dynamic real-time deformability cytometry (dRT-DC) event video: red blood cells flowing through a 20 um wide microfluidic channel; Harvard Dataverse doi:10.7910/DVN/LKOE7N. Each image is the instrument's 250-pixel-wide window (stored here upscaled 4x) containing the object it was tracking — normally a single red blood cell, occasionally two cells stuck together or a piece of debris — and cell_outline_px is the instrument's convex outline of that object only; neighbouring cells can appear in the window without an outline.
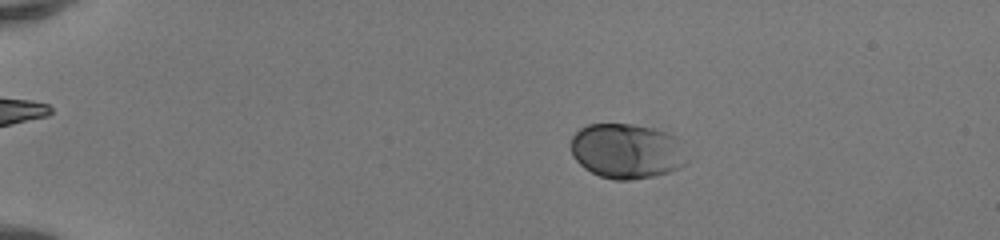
{"species": "human", "species_latin": "Homo sapiens", "temperature_condition": "room temperature", "stored_images_in_passage": 51, "camera_frame_rate_fps": 3000, "um_per_image_px": 0.085, "donor": {"sex": "female"}, "frame": {"image": 1, "passage_image": 11, "time_ms": 3.333, "image_size_px": [1000, 240], "cell_outline_px": [[688, 160], [680, 168], [656, 176], [632, 180], [616, 180], [600, 176], [584, 168], [572, 156], [572, 136], [580, 128], [588, 124], [632, 124], [652, 128], [676, 136], [684, 140]], "centroid_in_image_um": [53.34, 12.84], "position_along_channel_um": 31.7, "area_um2": 37.74}}
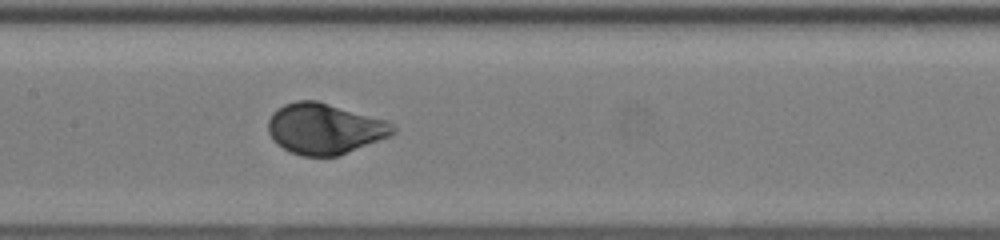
{"frame": {"image": 2, "passage_image": 28, "time_ms": 9.0, "image_size_px": [1000, 240], "cell_outline_px": [[396, 132], [392, 136], [336, 156], [300, 156], [276, 144], [272, 140], [268, 132], [268, 120], [272, 112], [276, 108], [284, 104], [296, 100], [316, 100], [388, 120], [396, 128]], "centroid_in_image_um": [27.59, 10.93], "position_along_channel_um": 179.8, "area_um2": 37.22}}
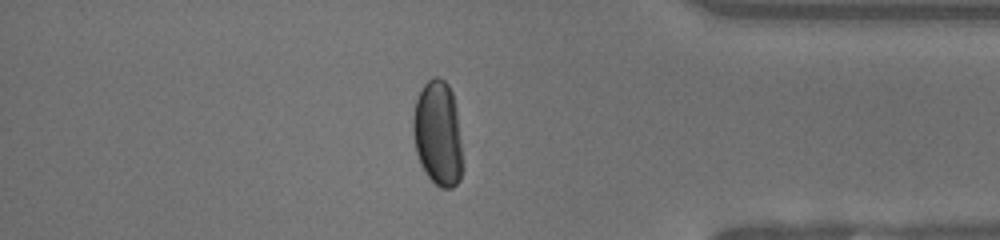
{"frame": {"image": 3, "passage_image": 45, "time_ms": 14.667, "image_size_px": [1000, 240], "cell_outline_px": [[464, 168], [460, 180], [452, 188], [440, 188], [424, 172], [420, 164], [416, 152], [412, 132], [412, 120], [416, 100], [424, 84], [432, 76], [440, 76], [448, 84], [452, 92], [456, 112], [464, 164]], "centroid_in_image_um": [37.22, 11.37], "position_along_channel_um": 398.0, "area_um2": 30.69}, "authors_computed_cell_mechanics": {"area_um2": 36.703, "velocity_mm_per_s": 4.1379, "shape_relaxation_time_tau1_ms": 2.4302, "shape_relaxation_time_tau2_ms": null, "deformation_change_tau1": 0.1505, "deformation_change_tau2": null}}